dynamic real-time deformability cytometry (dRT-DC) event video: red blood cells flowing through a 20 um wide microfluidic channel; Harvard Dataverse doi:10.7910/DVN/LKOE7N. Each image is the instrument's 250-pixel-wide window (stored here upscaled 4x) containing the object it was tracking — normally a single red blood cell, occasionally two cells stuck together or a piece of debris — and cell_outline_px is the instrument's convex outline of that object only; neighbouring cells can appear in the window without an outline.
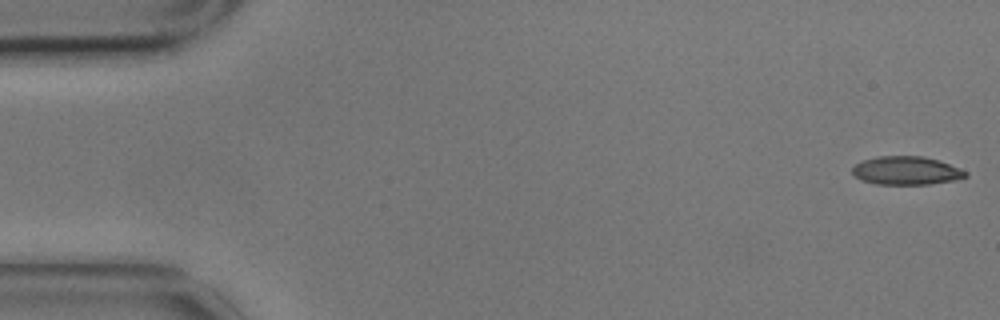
{"species": "common noctule bat (a hibernating species)", "species_latin": "Nyctalus noctula", "temperature_condition": "cold", "stored_images_in_passage": 57, "camera_frame_rate_fps": 3000, "um_per_image_px": 0.085, "animal": {"sex": "male", "body_mass_g": 17.9}, "frame": {"image": 1, "passage_image": 1, "time_ms": 0.0, "image_size_px": [1000, 320], "cell_outline_px": [[968, 176], [952, 180], [928, 184], [876, 184], [860, 180], [852, 172], [852, 168], [856, 164], [864, 160], [876, 156], [920, 156], [936, 160], [948, 164], [968, 172]], "centroid_in_image_um": [76.99, 14.5], "position_along_channel_um": 8.0, "area_um2": 18.44}}
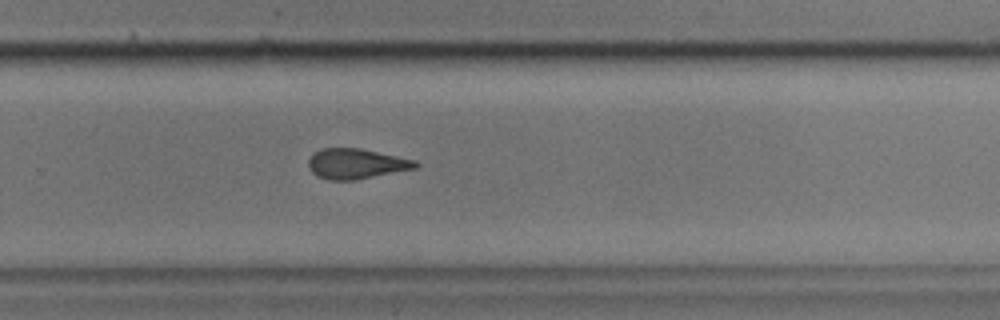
{"frame": {"image": 2, "passage_image": 37, "time_ms": 12.0, "image_size_px": [1000, 320], "cell_outline_px": [[420, 164], [416, 168], [356, 180], [328, 180], [316, 176], [308, 168], [308, 160], [320, 148], [360, 148], [416, 160]], "centroid_in_image_um": [30.27, 13.92], "position_along_channel_um": 299.5, "area_um2": 18.9}}
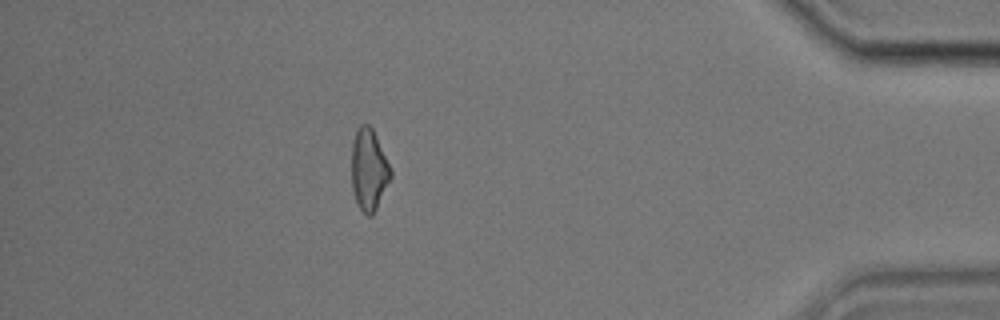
{"frame": {"image": 3, "passage_image": 50, "time_ms": 16.333, "image_size_px": [1000, 320], "cell_outline_px": [[392, 176], [372, 216], [368, 216], [356, 204], [352, 192], [352, 140], [356, 128], [360, 124], [368, 124], [372, 128], [392, 168]], "centroid_in_image_um": [31.34, 14.4], "position_along_channel_um": 403.9, "area_um2": 18.79}, "authors_computed_cell_mechanics": {"area_um2": 19.1318, "velocity_mm_per_s": 3.4815, "shape_relaxation_time_tau1_ms": 8.6444, "shape_relaxation_time_tau2_ms": 2.7982, "deformation_change_tau1": 0.2101, "deformation_change_tau2": 0.1125}}